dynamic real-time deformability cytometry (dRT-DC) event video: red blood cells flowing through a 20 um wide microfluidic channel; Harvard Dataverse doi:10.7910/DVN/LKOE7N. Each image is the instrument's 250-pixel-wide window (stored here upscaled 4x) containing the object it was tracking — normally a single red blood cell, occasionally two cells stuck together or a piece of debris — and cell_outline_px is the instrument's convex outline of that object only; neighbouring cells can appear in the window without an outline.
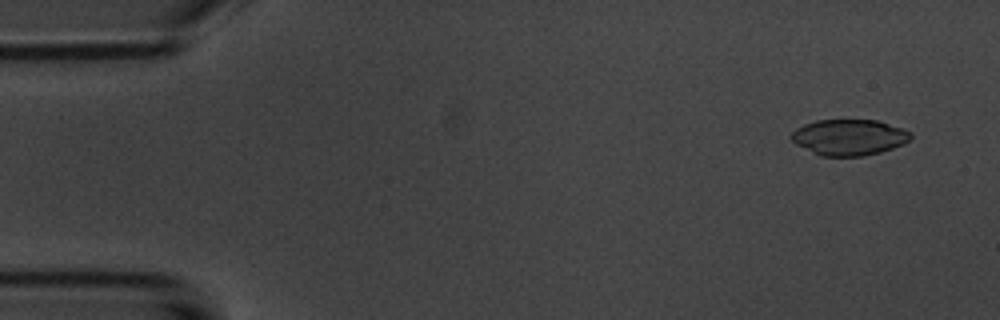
{"species": "common noctule bat (a hibernating species)", "species_latin": "Nyctalus noctula", "temperature_condition": "room temperature", "stored_images_in_passage": 13, "camera_frame_rate_fps": 3000, "um_per_image_px": 0.085, "animal": {"sex": "male", "body_mass_g": 20.1, "forearm_length_mm": 53.5}, "frame": {"image": 1, "passage_image": 3, "time_ms": 0.667, "image_size_px": [1000, 320], "cell_outline_px": [[912, 136], [904, 144], [880, 152], [864, 156], [820, 156], [796, 144], [788, 136], [796, 128], [804, 124], [816, 120], [876, 120], [912, 132]], "centroid_in_image_um": [72.14, 11.67], "position_along_channel_um": 12.9, "area_um2": 24.97}}